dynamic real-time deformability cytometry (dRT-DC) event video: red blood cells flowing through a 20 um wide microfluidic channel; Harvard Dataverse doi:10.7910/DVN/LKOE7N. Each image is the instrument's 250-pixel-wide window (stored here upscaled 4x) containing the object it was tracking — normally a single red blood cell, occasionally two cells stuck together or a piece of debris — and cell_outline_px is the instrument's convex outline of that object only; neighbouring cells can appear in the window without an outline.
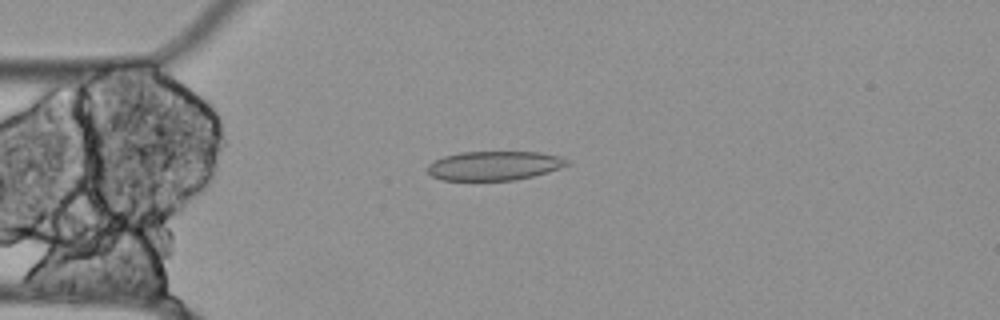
{"species": "Egyptian fruit bat (a non-hibernating species)", "species_latin": "Rousettus aegyptiacus", "temperature_condition": "cold", "stored_images_in_passage": 55, "camera_frame_rate_fps": 3000, "um_per_image_px": 0.085, "animal": {"sex": "female"}, "frame": {"image": 1, "passage_image": 13, "time_ms": 4.0, "image_size_px": [1000, 320], "cell_outline_px": [[572, 164], [548, 172], [532, 176], [512, 180], [440, 180], [432, 176], [428, 172], [428, 164], [432, 160], [444, 156], [460, 152], [540, 152], [560, 156], [568, 160]], "centroid_in_image_um": [42.01, 14.08], "position_along_channel_um": 43.0, "area_um2": 23.81}}
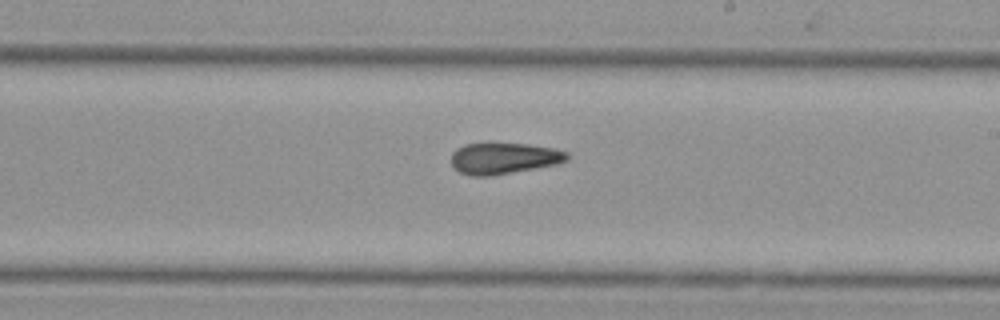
{"frame": {"image": 2, "passage_image": 31, "time_ms": 10.0, "image_size_px": [1000, 320], "cell_outline_px": [[568, 160], [556, 164], [536, 168], [492, 176], [472, 176], [460, 172], [452, 164], [452, 152], [456, 148], [464, 144], [488, 140], [528, 144], [556, 148], [568, 152]], "centroid_in_image_um": [42.81, 13.4], "position_along_channel_um": 246.2, "area_um2": 21.96}}
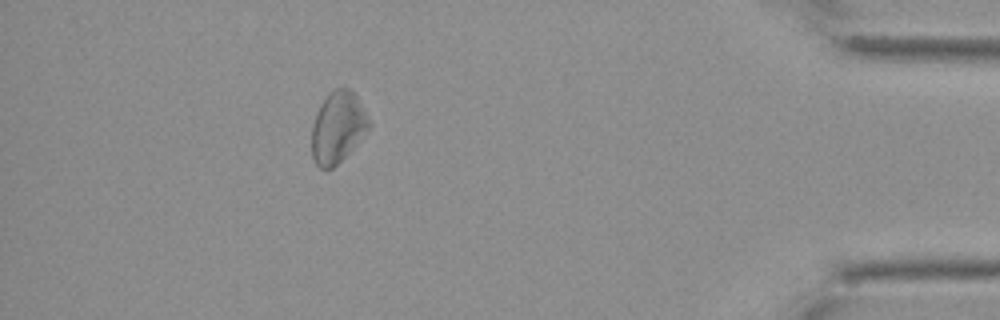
{"frame": {"image": 3, "passage_image": 49, "time_ms": 16.0, "image_size_px": [1000, 320], "cell_outline_px": [[372, 124], [356, 144], [332, 168], [324, 172], [316, 164], [312, 156], [312, 124], [316, 112], [320, 104], [332, 88], [348, 88], [356, 96], [368, 116]], "centroid_in_image_um": [28.68, 10.82], "position_along_channel_um": 406.5, "area_um2": 23.7}, "authors_computed_cell_mechanics": {"area_um2": 23.0044, "velocity_mm_per_s": 3.4973, "shape_relaxation_time_tau1_ms": null, "shape_relaxation_time_tau2_ms": 10.9875, "deformation_change_tau1": null, "deformation_change_tau2": 0.191}}